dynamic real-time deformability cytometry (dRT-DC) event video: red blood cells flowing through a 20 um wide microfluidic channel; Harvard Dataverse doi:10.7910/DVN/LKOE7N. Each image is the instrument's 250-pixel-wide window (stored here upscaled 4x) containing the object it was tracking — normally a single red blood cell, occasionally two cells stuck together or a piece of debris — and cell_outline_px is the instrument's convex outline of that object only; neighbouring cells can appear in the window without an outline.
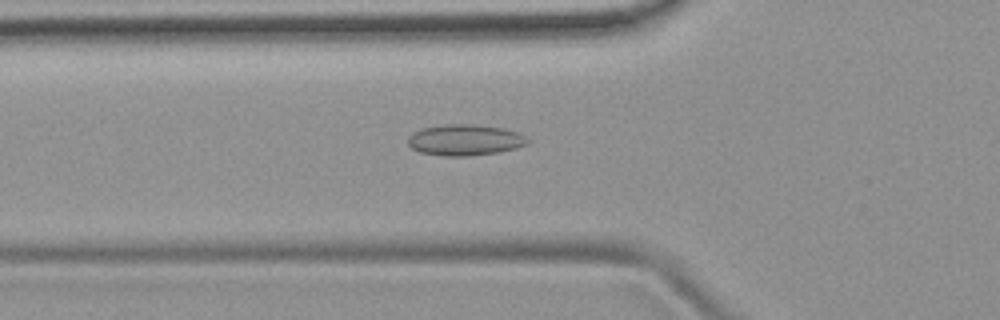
{"species": "common noctule bat (a hibernating species)", "species_latin": "Nyctalus noctula", "temperature_condition": "room temperature", "stored_images_in_passage": 48, "camera_frame_rate_fps": 3000, "um_per_image_px": 0.085, "animal": {"sex": "female", "body_mass_g": 19.9}, "frame": {"image": 1, "passage_image": 17, "time_ms": 5.333, "image_size_px": [1000, 320], "cell_outline_px": [[532, 140], [528, 144], [516, 148], [500, 152], [468, 156], [444, 156], [420, 152], [412, 148], [408, 144], [408, 136], [412, 132], [420, 128], [444, 124], [472, 124], [504, 128], [516, 132]], "centroid_in_image_um": [39.52, 11.89], "position_along_channel_um": 86.3, "area_um2": 21.91}}
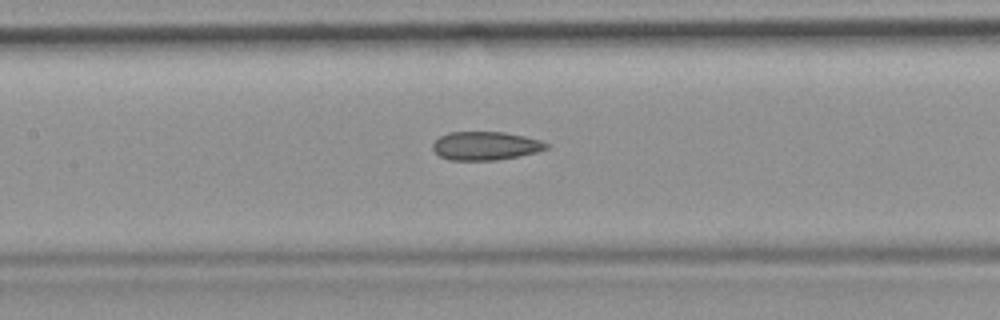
{"frame": {"image": 2, "passage_image": 23, "time_ms": 7.333, "image_size_px": [1000, 320], "cell_outline_px": [[548, 148], [536, 152], [520, 156], [496, 160], [448, 160], [440, 156], [432, 148], [432, 144], [440, 136], [448, 132], [504, 132], [524, 136], [540, 140], [548, 144]], "centroid_in_image_um": [41.26, 12.4], "position_along_channel_um": 166.1, "area_um2": 18.84}}
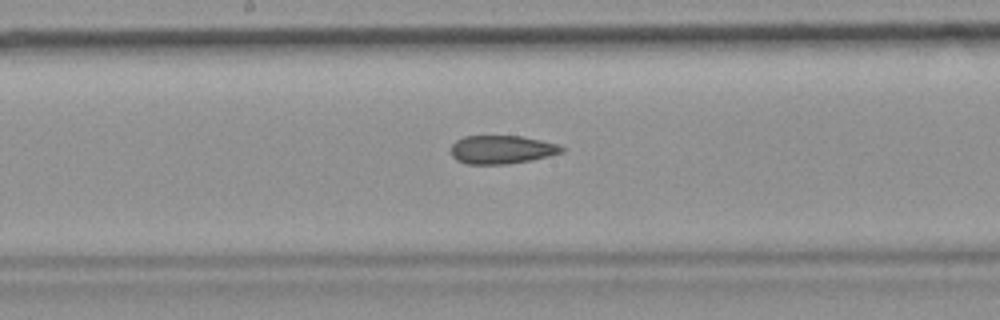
{"frame": {"image": 3, "passage_image": 26, "time_ms": 8.333, "image_size_px": [1000, 320], "cell_outline_px": [[564, 152], [532, 160], [508, 164], [464, 164], [456, 160], [452, 156], [452, 144], [456, 140], [464, 136], [520, 136], [540, 140], [556, 144], [564, 148]], "centroid_in_image_um": [42.62, 12.72], "position_along_channel_um": 205.6, "area_um2": 18.32}, "authors_computed_cell_mechanics": {"area_um2": 19.3919, "velocity_mm_per_s": 3.9771, "shape_relaxation_time_tau1_ms": null, "shape_relaxation_time_tau2_ms": 3.4622, "deformation_change_tau1": null, "deformation_change_tau2": 0.1218}}